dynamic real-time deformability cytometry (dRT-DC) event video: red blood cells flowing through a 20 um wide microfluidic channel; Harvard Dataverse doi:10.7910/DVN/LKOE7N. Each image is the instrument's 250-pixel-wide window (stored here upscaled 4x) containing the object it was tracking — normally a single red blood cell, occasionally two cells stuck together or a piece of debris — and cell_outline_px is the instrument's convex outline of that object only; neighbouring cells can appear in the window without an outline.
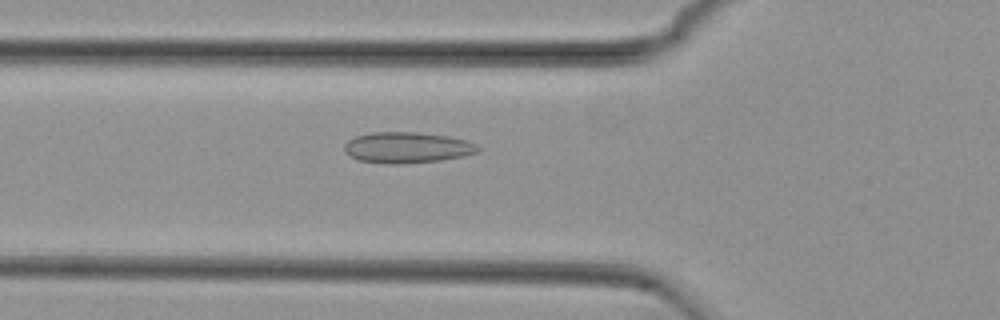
{"species": "common noctule bat (a hibernating species)", "species_latin": "Nyctalus noctula", "temperature_condition": "cold", "stored_images_in_passage": 54, "camera_frame_rate_fps": 3000, "um_per_image_px": 0.085, "animal": {"sex": "female", "body_mass_g": 29.2, "forearm_length_mm": 56.3}, "frame": {"image": 1, "passage_image": 19, "time_ms": 6.0, "image_size_px": [1000, 320], "cell_outline_px": [[480, 152], [464, 156], [440, 160], [396, 164], [388, 164], [356, 160], [348, 156], [344, 152], [344, 144], [348, 140], [356, 136], [372, 132], [416, 132], [448, 136], [468, 140], [476, 144], [480, 148]], "centroid_in_image_um": [34.59, 12.54], "position_along_channel_um": 91.2, "area_um2": 24.33}}
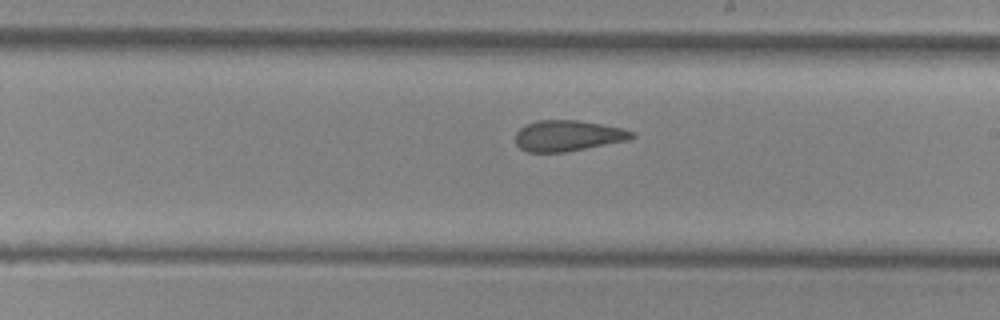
{"frame": {"image": 2, "passage_image": 31, "time_ms": 10.0, "image_size_px": [1000, 320], "cell_outline_px": [[636, 136], [628, 140], [564, 152], [528, 152], [520, 148], [516, 144], [516, 132], [524, 124], [536, 120], [580, 120], [620, 128], [636, 132]], "centroid_in_image_um": [48.25, 11.53], "position_along_channel_um": 240.8, "area_um2": 20.92}}
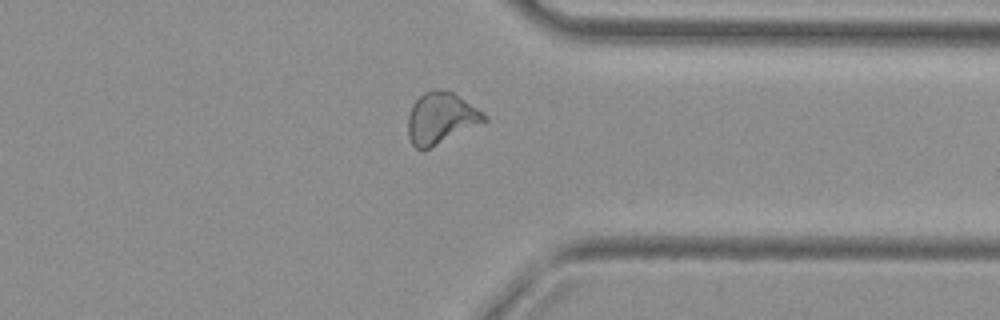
{"frame": {"image": 3, "passage_image": 42, "time_ms": 13.667, "image_size_px": [1000, 320], "cell_outline_px": [[488, 120], [428, 148], [416, 148], [412, 144], [408, 136], [408, 116], [412, 104], [424, 92], [436, 88], [452, 92], [484, 112], [488, 116]], "centroid_in_image_um": [37.47, 10.01], "position_along_channel_um": 373.9, "area_um2": 22.43}, "authors_computed_cell_mechanics": {"area_um2": 22.6576, "velocity_mm_per_s": 3.7321, "shape_relaxation_time_tau1_ms": null, "shape_relaxation_time_tau2_ms": 2.5737, "deformation_change_tau1": null, "deformation_change_tau2": 0.0755}}